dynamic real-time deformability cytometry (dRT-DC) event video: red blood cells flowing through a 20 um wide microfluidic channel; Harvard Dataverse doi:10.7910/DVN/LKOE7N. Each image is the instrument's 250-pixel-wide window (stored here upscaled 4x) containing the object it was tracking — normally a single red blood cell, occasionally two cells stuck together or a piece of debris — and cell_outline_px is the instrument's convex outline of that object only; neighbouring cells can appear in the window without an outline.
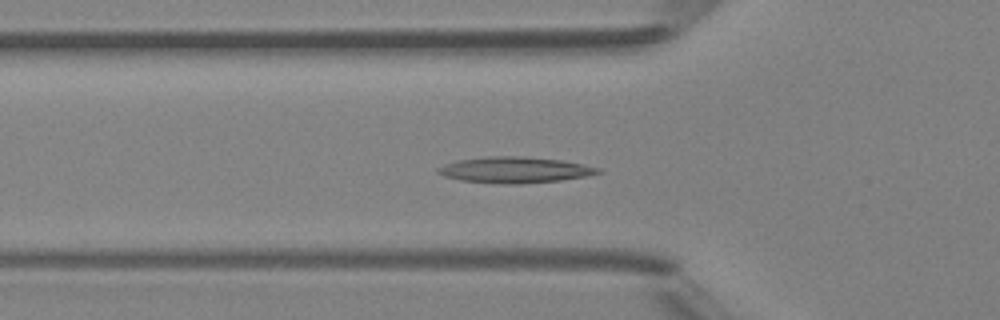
{"species": "Egyptian fruit bat (a non-hibernating species)", "species_latin": "Rousettus aegyptiacus", "temperature_condition": "room temperature", "stored_images_in_passage": 43, "camera_frame_rate_fps": 3000, "um_per_image_px": 0.085, "animal": {"sex": "female"}, "frame": {"image": 1, "passage_image": 10, "time_ms": 3.0, "image_size_px": [1000, 320], "cell_outline_px": [[604, 172], [584, 176], [560, 180], [520, 184], [504, 184], [460, 180], [444, 176], [436, 172], [436, 168], [444, 164], [460, 160], [492, 156], [520, 156], [560, 160], [600, 168]], "centroid_in_image_um": [43.73, 14.45], "position_along_channel_um": 82.1, "area_um2": 23.99}}
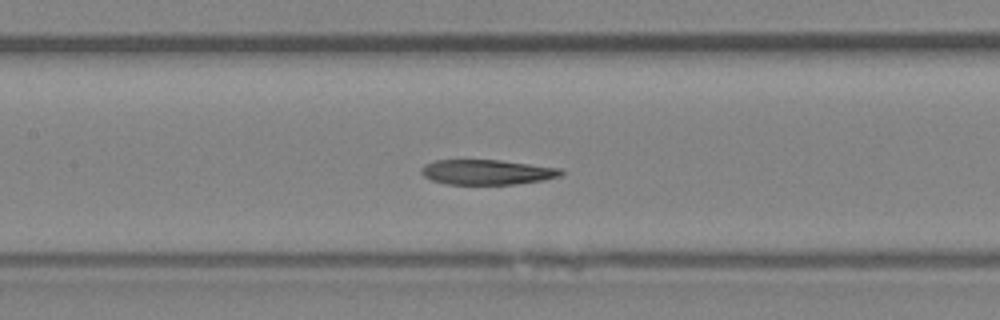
{"frame": {"image": 2, "passage_image": 16, "time_ms": 5.0, "image_size_px": [1000, 320], "cell_outline_px": [[564, 172], [560, 176], [544, 180], [516, 184], [448, 184], [432, 180], [424, 176], [420, 172], [420, 168], [424, 164], [436, 160], [500, 160], [560, 168]], "centroid_in_image_um": [41.38, 14.63], "position_along_channel_um": 166.0, "area_um2": 20.35}}
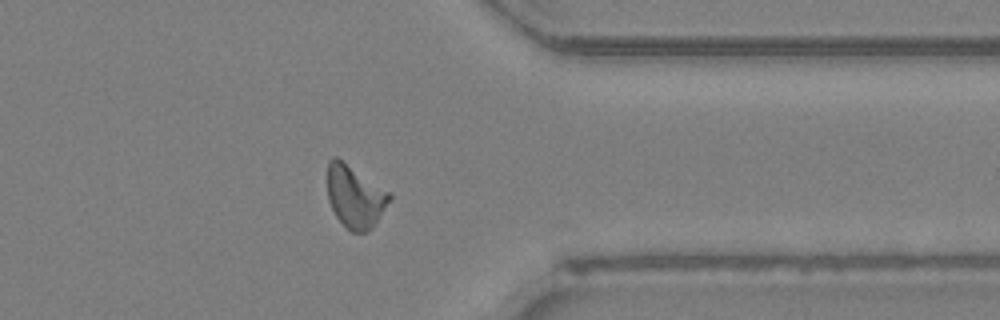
{"frame": {"image": 3, "passage_image": 32, "time_ms": 10.333, "image_size_px": [1000, 320], "cell_outline_px": [[392, 196], [372, 228], [364, 232], [352, 232], [336, 216], [328, 200], [328, 160], [332, 156], [336, 156], [392, 192]], "centroid_in_image_um": [30.18, 16.67], "position_along_channel_um": 381.2, "area_um2": 22.48}, "authors_computed_cell_mechanics": {"area_um2": 21.7328, "velocity_mm_per_s": 4.2042, "shape_relaxation_time_tau1_ms": null, "shape_relaxation_time_tau2_ms": 7.2307, "deformation_change_tau1": null, "deformation_change_tau2": 0.1988}}